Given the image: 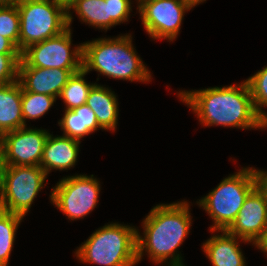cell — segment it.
Masks as SVG:
<instances>
[{"label":"cell","instance_id":"cell-24","mask_svg":"<svg viewBox=\"0 0 267 266\" xmlns=\"http://www.w3.org/2000/svg\"><path fill=\"white\" fill-rule=\"evenodd\" d=\"M257 113L267 122L261 107L267 106V66L246 80Z\"/></svg>","mask_w":267,"mask_h":266},{"label":"cell","instance_id":"cell-18","mask_svg":"<svg viewBox=\"0 0 267 266\" xmlns=\"http://www.w3.org/2000/svg\"><path fill=\"white\" fill-rule=\"evenodd\" d=\"M86 105L93 110L98 124L104 130L115 131L118 120V102L113 92L95 84L89 92Z\"/></svg>","mask_w":267,"mask_h":266},{"label":"cell","instance_id":"cell-6","mask_svg":"<svg viewBox=\"0 0 267 266\" xmlns=\"http://www.w3.org/2000/svg\"><path fill=\"white\" fill-rule=\"evenodd\" d=\"M255 188L253 168H243L231 175L207 196L199 200V205L214 221L211 231L226 230L235 220L245 198Z\"/></svg>","mask_w":267,"mask_h":266},{"label":"cell","instance_id":"cell-11","mask_svg":"<svg viewBox=\"0 0 267 266\" xmlns=\"http://www.w3.org/2000/svg\"><path fill=\"white\" fill-rule=\"evenodd\" d=\"M48 135L46 130L27 129L26 126L4 133L0 136L4 164L40 166Z\"/></svg>","mask_w":267,"mask_h":266},{"label":"cell","instance_id":"cell-31","mask_svg":"<svg viewBox=\"0 0 267 266\" xmlns=\"http://www.w3.org/2000/svg\"><path fill=\"white\" fill-rule=\"evenodd\" d=\"M18 0H0V5H9V4H14Z\"/></svg>","mask_w":267,"mask_h":266},{"label":"cell","instance_id":"cell-21","mask_svg":"<svg viewBox=\"0 0 267 266\" xmlns=\"http://www.w3.org/2000/svg\"><path fill=\"white\" fill-rule=\"evenodd\" d=\"M23 216L0 208V266H7L15 240V232Z\"/></svg>","mask_w":267,"mask_h":266},{"label":"cell","instance_id":"cell-15","mask_svg":"<svg viewBox=\"0 0 267 266\" xmlns=\"http://www.w3.org/2000/svg\"><path fill=\"white\" fill-rule=\"evenodd\" d=\"M80 141L70 137L58 136L52 137L48 135L40 167L45 171L46 175L52 169L64 170L75 165Z\"/></svg>","mask_w":267,"mask_h":266},{"label":"cell","instance_id":"cell-30","mask_svg":"<svg viewBox=\"0 0 267 266\" xmlns=\"http://www.w3.org/2000/svg\"><path fill=\"white\" fill-rule=\"evenodd\" d=\"M66 8H68L76 0H59Z\"/></svg>","mask_w":267,"mask_h":266},{"label":"cell","instance_id":"cell-14","mask_svg":"<svg viewBox=\"0 0 267 266\" xmlns=\"http://www.w3.org/2000/svg\"><path fill=\"white\" fill-rule=\"evenodd\" d=\"M80 70L30 67L20 59L18 64V81L25 91L57 98L73 73Z\"/></svg>","mask_w":267,"mask_h":266},{"label":"cell","instance_id":"cell-32","mask_svg":"<svg viewBox=\"0 0 267 266\" xmlns=\"http://www.w3.org/2000/svg\"><path fill=\"white\" fill-rule=\"evenodd\" d=\"M186 2H188L190 5H192L193 7L203 1H206V0H184Z\"/></svg>","mask_w":267,"mask_h":266},{"label":"cell","instance_id":"cell-5","mask_svg":"<svg viewBox=\"0 0 267 266\" xmlns=\"http://www.w3.org/2000/svg\"><path fill=\"white\" fill-rule=\"evenodd\" d=\"M19 51L60 35L68 27V9L59 0H18Z\"/></svg>","mask_w":267,"mask_h":266},{"label":"cell","instance_id":"cell-9","mask_svg":"<svg viewBox=\"0 0 267 266\" xmlns=\"http://www.w3.org/2000/svg\"><path fill=\"white\" fill-rule=\"evenodd\" d=\"M70 46L71 29L68 28L58 36L29 46L21 53V59L30 67L82 69V44L73 52Z\"/></svg>","mask_w":267,"mask_h":266},{"label":"cell","instance_id":"cell-25","mask_svg":"<svg viewBox=\"0 0 267 266\" xmlns=\"http://www.w3.org/2000/svg\"><path fill=\"white\" fill-rule=\"evenodd\" d=\"M21 54H0V85L18 80V64Z\"/></svg>","mask_w":267,"mask_h":266},{"label":"cell","instance_id":"cell-4","mask_svg":"<svg viewBox=\"0 0 267 266\" xmlns=\"http://www.w3.org/2000/svg\"><path fill=\"white\" fill-rule=\"evenodd\" d=\"M137 230L112 223L96 230L76 256L83 262L104 266H133L137 261Z\"/></svg>","mask_w":267,"mask_h":266},{"label":"cell","instance_id":"cell-19","mask_svg":"<svg viewBox=\"0 0 267 266\" xmlns=\"http://www.w3.org/2000/svg\"><path fill=\"white\" fill-rule=\"evenodd\" d=\"M64 130L65 137L80 141L98 128L103 129L97 121L96 115L88 105L84 104L72 110H65V115L58 123Z\"/></svg>","mask_w":267,"mask_h":266},{"label":"cell","instance_id":"cell-12","mask_svg":"<svg viewBox=\"0 0 267 266\" xmlns=\"http://www.w3.org/2000/svg\"><path fill=\"white\" fill-rule=\"evenodd\" d=\"M131 0H76L68 9V27L70 28L74 9L82 21L101 29L128 21Z\"/></svg>","mask_w":267,"mask_h":266},{"label":"cell","instance_id":"cell-13","mask_svg":"<svg viewBox=\"0 0 267 266\" xmlns=\"http://www.w3.org/2000/svg\"><path fill=\"white\" fill-rule=\"evenodd\" d=\"M267 226V203L255 187L245 198L233 223L226 229L244 242L254 243Z\"/></svg>","mask_w":267,"mask_h":266},{"label":"cell","instance_id":"cell-29","mask_svg":"<svg viewBox=\"0 0 267 266\" xmlns=\"http://www.w3.org/2000/svg\"><path fill=\"white\" fill-rule=\"evenodd\" d=\"M4 167H5V164H4L3 155H2V152L0 149V191L2 188V179H3Z\"/></svg>","mask_w":267,"mask_h":266},{"label":"cell","instance_id":"cell-3","mask_svg":"<svg viewBox=\"0 0 267 266\" xmlns=\"http://www.w3.org/2000/svg\"><path fill=\"white\" fill-rule=\"evenodd\" d=\"M131 42V35H125L83 43L82 68L86 73L95 70L113 79L149 82L151 74Z\"/></svg>","mask_w":267,"mask_h":266},{"label":"cell","instance_id":"cell-10","mask_svg":"<svg viewBox=\"0 0 267 266\" xmlns=\"http://www.w3.org/2000/svg\"><path fill=\"white\" fill-rule=\"evenodd\" d=\"M138 10L146 32L153 39L173 41L185 11L193 8L184 0H139Z\"/></svg>","mask_w":267,"mask_h":266},{"label":"cell","instance_id":"cell-2","mask_svg":"<svg viewBox=\"0 0 267 266\" xmlns=\"http://www.w3.org/2000/svg\"><path fill=\"white\" fill-rule=\"evenodd\" d=\"M142 223L145 236L142 238L137 231V261L142 259L146 250L155 263L166 262L170 256V266H185L175 251L189 233V204L183 201L157 205Z\"/></svg>","mask_w":267,"mask_h":266},{"label":"cell","instance_id":"cell-23","mask_svg":"<svg viewBox=\"0 0 267 266\" xmlns=\"http://www.w3.org/2000/svg\"><path fill=\"white\" fill-rule=\"evenodd\" d=\"M20 15L17 4L0 5V35L19 49Z\"/></svg>","mask_w":267,"mask_h":266},{"label":"cell","instance_id":"cell-7","mask_svg":"<svg viewBox=\"0 0 267 266\" xmlns=\"http://www.w3.org/2000/svg\"><path fill=\"white\" fill-rule=\"evenodd\" d=\"M46 176L40 166L5 165L0 208L24 217L37 193L43 188Z\"/></svg>","mask_w":267,"mask_h":266},{"label":"cell","instance_id":"cell-26","mask_svg":"<svg viewBox=\"0 0 267 266\" xmlns=\"http://www.w3.org/2000/svg\"><path fill=\"white\" fill-rule=\"evenodd\" d=\"M255 187L259 190V192L263 195L265 202L267 203V172L261 170H255Z\"/></svg>","mask_w":267,"mask_h":266},{"label":"cell","instance_id":"cell-28","mask_svg":"<svg viewBox=\"0 0 267 266\" xmlns=\"http://www.w3.org/2000/svg\"><path fill=\"white\" fill-rule=\"evenodd\" d=\"M254 245H256L258 249H261L262 251L267 253V226L262 231L260 237L254 242Z\"/></svg>","mask_w":267,"mask_h":266},{"label":"cell","instance_id":"cell-1","mask_svg":"<svg viewBox=\"0 0 267 266\" xmlns=\"http://www.w3.org/2000/svg\"><path fill=\"white\" fill-rule=\"evenodd\" d=\"M205 126L265 128L267 122L257 113L246 81L229 87H213L179 92Z\"/></svg>","mask_w":267,"mask_h":266},{"label":"cell","instance_id":"cell-8","mask_svg":"<svg viewBox=\"0 0 267 266\" xmlns=\"http://www.w3.org/2000/svg\"><path fill=\"white\" fill-rule=\"evenodd\" d=\"M99 182L86 175L63 178L50 195L51 202L69 219L83 218L92 211L98 202Z\"/></svg>","mask_w":267,"mask_h":266},{"label":"cell","instance_id":"cell-16","mask_svg":"<svg viewBox=\"0 0 267 266\" xmlns=\"http://www.w3.org/2000/svg\"><path fill=\"white\" fill-rule=\"evenodd\" d=\"M24 127L22 86L16 82L0 85V136Z\"/></svg>","mask_w":267,"mask_h":266},{"label":"cell","instance_id":"cell-27","mask_svg":"<svg viewBox=\"0 0 267 266\" xmlns=\"http://www.w3.org/2000/svg\"><path fill=\"white\" fill-rule=\"evenodd\" d=\"M0 54H21V52L11 40L0 35Z\"/></svg>","mask_w":267,"mask_h":266},{"label":"cell","instance_id":"cell-22","mask_svg":"<svg viewBox=\"0 0 267 266\" xmlns=\"http://www.w3.org/2000/svg\"><path fill=\"white\" fill-rule=\"evenodd\" d=\"M56 101V97L25 91L22 88V115L24 126L26 119H38L43 116Z\"/></svg>","mask_w":267,"mask_h":266},{"label":"cell","instance_id":"cell-17","mask_svg":"<svg viewBox=\"0 0 267 266\" xmlns=\"http://www.w3.org/2000/svg\"><path fill=\"white\" fill-rule=\"evenodd\" d=\"M223 235H214L204 244L203 249L213 266H245L243 254L235 235L221 230Z\"/></svg>","mask_w":267,"mask_h":266},{"label":"cell","instance_id":"cell-20","mask_svg":"<svg viewBox=\"0 0 267 266\" xmlns=\"http://www.w3.org/2000/svg\"><path fill=\"white\" fill-rule=\"evenodd\" d=\"M87 73L82 68L80 71L73 73L66 85L63 87L60 98L66 104V110L80 107L86 104L90 90L95 84H88L84 76Z\"/></svg>","mask_w":267,"mask_h":266}]
</instances>
